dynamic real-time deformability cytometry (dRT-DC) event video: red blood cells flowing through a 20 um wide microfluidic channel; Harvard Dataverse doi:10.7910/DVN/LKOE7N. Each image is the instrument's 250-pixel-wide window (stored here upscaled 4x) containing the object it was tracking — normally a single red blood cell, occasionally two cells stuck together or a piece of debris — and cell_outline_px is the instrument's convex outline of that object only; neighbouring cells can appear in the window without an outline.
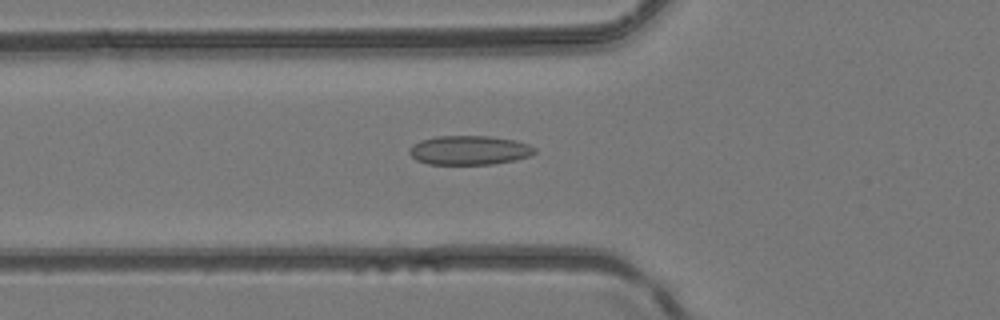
{"species": "common noctule bat (a hibernating species)", "species_latin": "Nyctalus noctula", "temperature_condition": "room temperature", "stored_images_in_passage": 43, "camera_frame_rate_fps": 3000, "um_per_image_px": 0.085, "animal": {"sex": "female", "body_mass_g": 24.6, "forearm_length_mm": 56.2}, "frame": {"image": 1, "passage_image": 16, "time_ms": 5.0, "image_size_px": [1000, 320], "cell_outline_px": [[536, 152], [528, 156], [516, 160], [492, 164], [428, 164], [416, 160], [408, 152], [408, 148], [412, 144], [420, 140], [436, 136], [488, 136], [516, 140], [528, 144], [536, 148]], "centroid_in_image_um": [39.87, 12.76], "position_along_channel_um": 85.9, "area_um2": 21.44}}
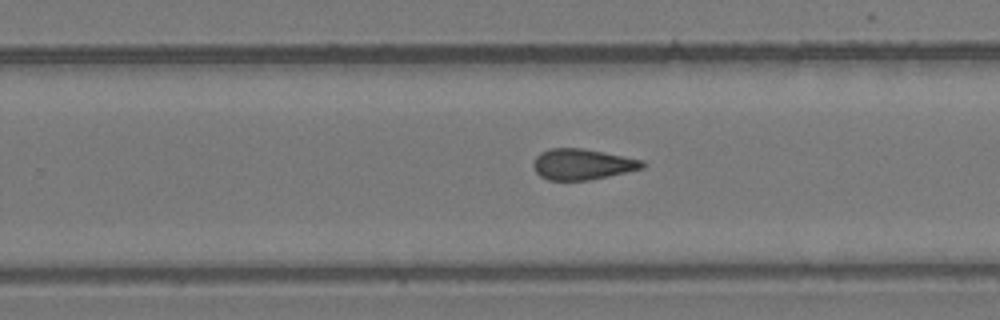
{"frame": {"image": 2, "passage_image": 28, "time_ms": 9.0, "image_size_px": [1000, 320], "cell_outline_px": [[648, 164], [644, 168], [608, 176], [588, 180], [548, 180], [540, 176], [536, 172], [532, 164], [536, 156], [540, 152], [552, 148], [580, 148], [644, 160]], "centroid_in_image_um": [49.5, 13.96], "position_along_channel_um": 280.3, "area_um2": 19.54}}
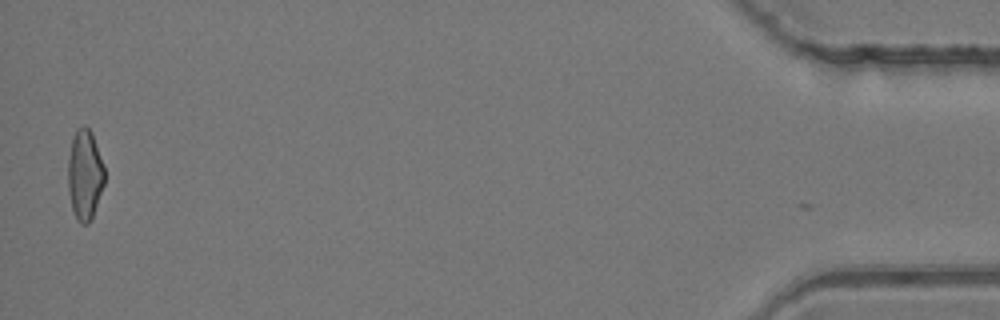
{"frame": {"image": 3, "passage_image": 43, "time_ms": 14.0, "image_size_px": [1000, 320], "cell_outline_px": [[104, 184], [92, 216], [88, 224], [80, 224], [76, 220], [72, 208], [68, 192], [68, 160], [72, 140], [76, 128], [84, 124], [92, 132], [104, 168]], "centroid_in_image_um": [7.19, 14.85], "position_along_channel_um": 428.0, "area_um2": 19.13}}